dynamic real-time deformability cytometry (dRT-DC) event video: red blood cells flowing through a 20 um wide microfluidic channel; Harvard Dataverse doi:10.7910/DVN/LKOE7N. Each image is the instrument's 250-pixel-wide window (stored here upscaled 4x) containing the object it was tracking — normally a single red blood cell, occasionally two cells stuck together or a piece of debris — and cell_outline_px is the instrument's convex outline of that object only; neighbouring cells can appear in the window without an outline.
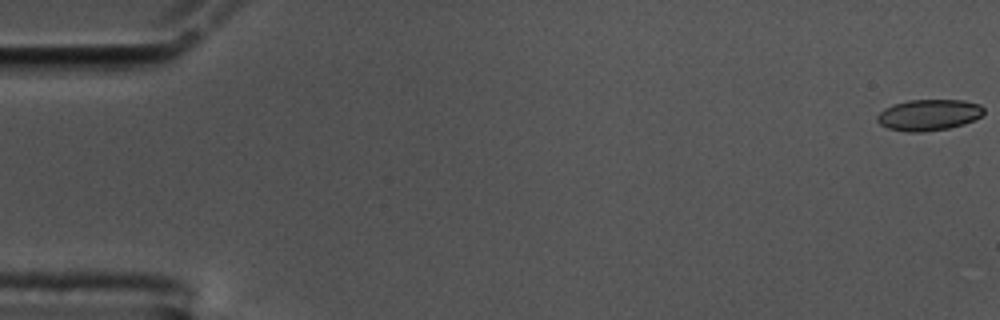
{"species": "common noctule bat (a hibernating species)", "species_latin": "Nyctalus noctula", "temperature_condition": "cold", "stored_images_in_passage": 58, "camera_frame_rate_fps": 3000, "um_per_image_px": 0.085, "animal": {"sex": "male", "body_mass_g": 17.5, "forearm_length_mm": 52.3}, "frame": {"image": 1, "passage_image": 1, "time_ms": 0.0, "image_size_px": [1000, 320], "cell_outline_px": [[984, 112], [980, 116], [964, 124], [948, 128], [924, 132], [908, 132], [888, 128], [880, 124], [876, 120], [876, 116], [884, 108], [892, 104], [908, 100], [964, 100], [980, 104], [984, 108]], "centroid_in_image_um": [78.92, 9.76], "position_along_channel_um": 6.1, "area_um2": 19.42}}
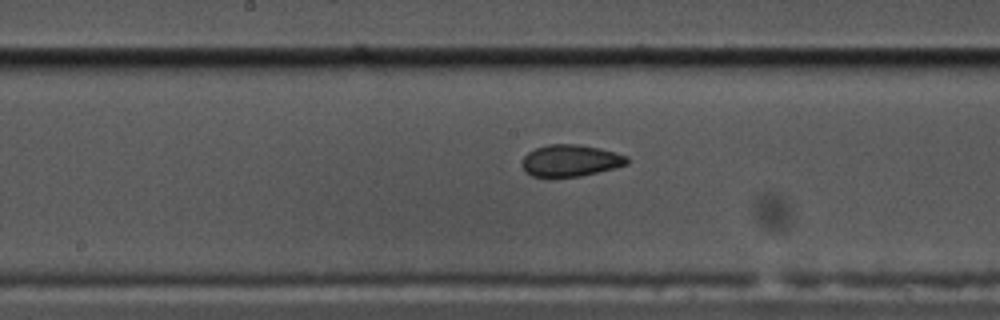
{"frame": {"image": 2, "passage_image": 30, "time_ms": 9.667, "image_size_px": [1000, 320], "cell_outline_px": [[632, 160], [628, 164], [616, 168], [580, 176], [548, 180], [532, 176], [524, 172], [520, 164], [524, 156], [528, 152], [536, 148], [548, 144], [580, 144], [600, 148], [616, 152], [628, 156]], "centroid_in_image_um": [48.47, 13.69], "position_along_channel_um": 199.7, "area_um2": 20.4}}
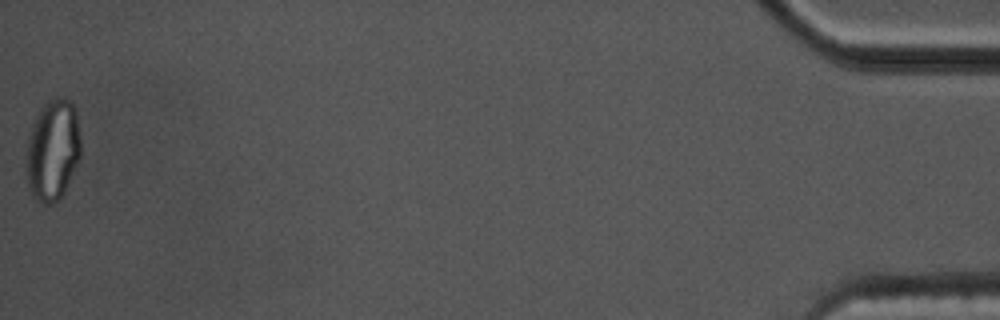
{"frame": {"image": 3, "passage_image": 58, "time_ms": 19.0, "image_size_px": [1000, 320], "cell_outline_px": [[80, 156], [64, 192], [52, 204], [44, 204], [36, 200], [32, 196], [28, 184], [28, 136], [32, 124], [40, 108], [48, 100], [56, 96], [64, 96], [72, 104], [76, 112], [80, 140]], "centroid_in_image_um": [4.49, 12.72], "position_along_channel_um": 430.7, "area_um2": 31.73}, "authors_computed_cell_mechanics": {"area_um2": 20.1433, "velocity_mm_per_s": 3.5191, "shape_relaxation_time_tau1_ms": null, "shape_relaxation_time_tau2_ms": 2.5003, "deformation_change_tau1": null, "deformation_change_tau2": 0.0522}}